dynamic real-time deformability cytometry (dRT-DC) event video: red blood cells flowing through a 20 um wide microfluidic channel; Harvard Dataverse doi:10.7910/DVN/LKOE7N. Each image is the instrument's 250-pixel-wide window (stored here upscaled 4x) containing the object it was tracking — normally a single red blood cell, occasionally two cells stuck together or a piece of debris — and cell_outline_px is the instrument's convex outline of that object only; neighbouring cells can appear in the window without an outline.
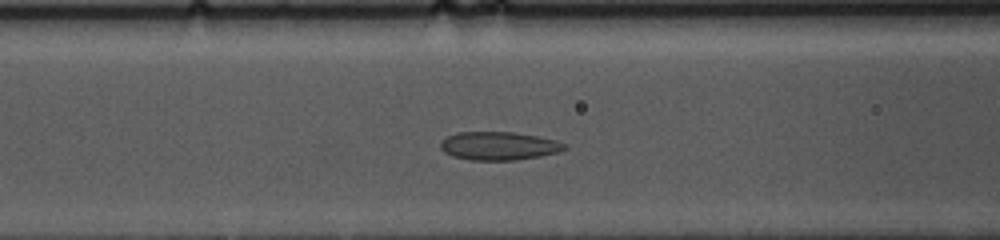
{"species": "common noctule bat (a hibernating species)", "species_latin": "Nyctalus noctula", "temperature_condition": "cold", "stored_images_in_passage": 28, "camera_frame_rate_fps": 3000, "um_per_image_px": 0.085, "animal": {"sex": "female", "body_mass_g": 10.0, "forearm_length_mm": 53.1}, "frame": {"image": 1, "passage_image": 5, "time_ms": 1.333, "image_size_px": [1000, 240], "cell_outline_px": [[568, 148], [556, 152], [540, 156], [516, 160], [468, 160], [452, 156], [444, 152], [440, 148], [440, 144], [448, 136], [456, 132], [512, 132], [536, 136], [556, 140], [568, 144]], "centroid_in_image_um": [42.4, 12.4], "position_along_channel_um": 124.2, "area_um2": 20.46}}
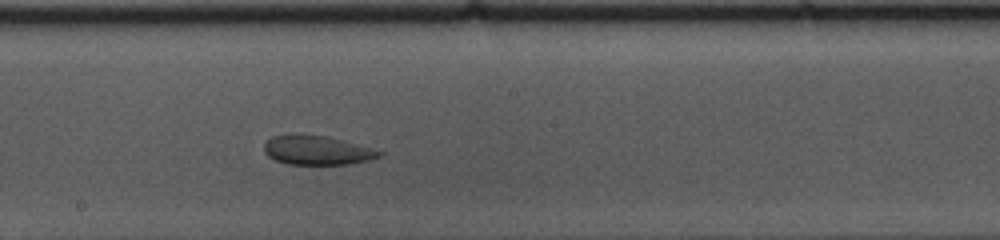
{"frame": {"image": 2, "passage_image": 13, "time_ms": 4.0, "image_size_px": [1000, 240], "cell_outline_px": [[384, 152], [380, 156], [368, 160], [352, 164], [288, 164], [276, 160], [268, 156], [264, 152], [264, 144], [272, 136], [328, 136]], "centroid_in_image_um": [26.96, 12.8], "position_along_channel_um": 221.2, "area_um2": 18.96}}
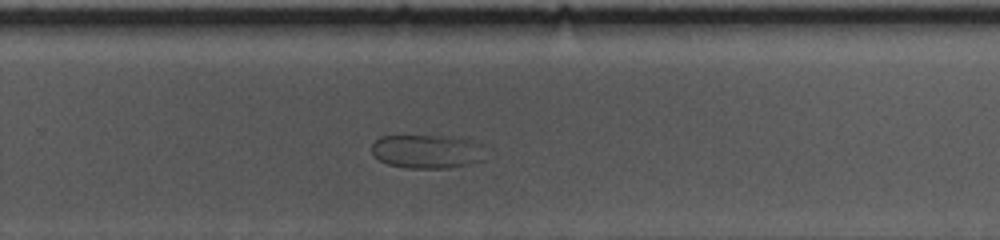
{"frame": {"image": 3, "passage_image": 19, "time_ms": 6.0, "image_size_px": [1000, 240], "cell_outline_px": [[484, 160], [468, 164], [448, 168], [404, 168], [388, 164], [380, 160], [372, 152], [372, 144], [380, 136], [456, 136], [476, 140], [484, 144]], "centroid_in_image_um": [36.37, 12.86], "position_along_channel_um": 293.4, "area_um2": 22.77}}